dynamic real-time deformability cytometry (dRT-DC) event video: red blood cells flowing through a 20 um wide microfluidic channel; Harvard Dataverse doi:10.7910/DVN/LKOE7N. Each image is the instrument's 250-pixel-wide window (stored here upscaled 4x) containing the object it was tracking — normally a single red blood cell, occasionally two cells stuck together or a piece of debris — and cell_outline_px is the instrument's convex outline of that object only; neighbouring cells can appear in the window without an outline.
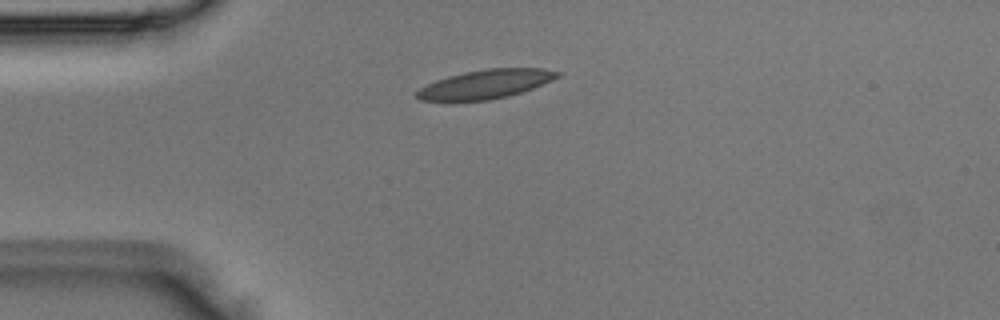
{"species": "Egyptian fruit bat (a non-hibernating species)", "species_latin": "Rousettus aegyptiacus", "temperature_condition": "room temperature", "stored_images_in_passage": 2, "camera_frame_rate_fps": 3000, "um_per_image_px": 0.085, "animal": {"sex": "male"}, "frame": {"image": 1, "passage_image": 1, "time_ms": 0.0, "image_size_px": [1000, 320], "cell_outline_px": [[560, 76], [552, 80], [532, 88], [508, 96], [488, 100], [420, 100], [412, 92], [436, 80], [448, 76], [464, 72], [488, 68], [544, 68], [560, 72]], "centroid_in_image_um": [41.27, 7.14], "position_along_channel_um": 43.7, "area_um2": 23.47}}